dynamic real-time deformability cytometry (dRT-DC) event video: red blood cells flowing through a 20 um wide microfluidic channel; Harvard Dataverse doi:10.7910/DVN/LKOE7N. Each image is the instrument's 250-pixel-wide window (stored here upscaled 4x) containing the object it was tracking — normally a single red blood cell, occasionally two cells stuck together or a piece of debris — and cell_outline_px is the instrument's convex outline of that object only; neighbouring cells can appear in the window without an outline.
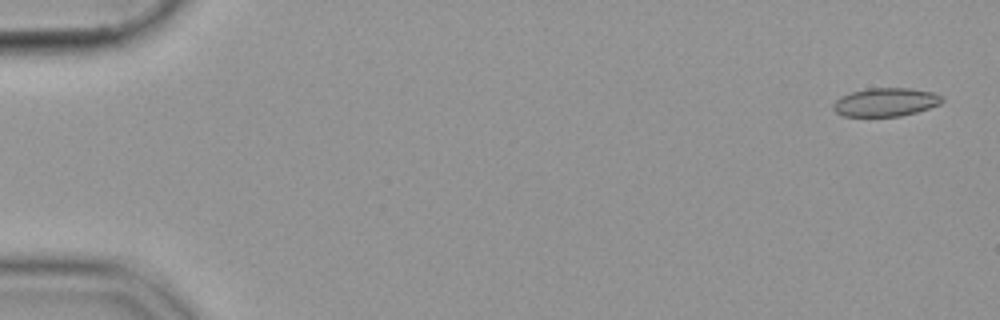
{"species": "common noctule bat (a hibernating species)", "species_latin": "Nyctalus noctula", "temperature_condition": "cold", "stored_images_in_passage": 54, "camera_frame_rate_fps": 3000, "um_per_image_px": 0.085, "animal": {"sex": "female", "body_mass_g": 19.9}, "frame": {"image": 1, "passage_image": 2, "time_ms": 0.333, "image_size_px": [1000, 320], "cell_outline_px": [[944, 100], [940, 104], [916, 112], [900, 116], [844, 116], [836, 112], [832, 108], [832, 104], [840, 96], [852, 92], [868, 88], [912, 88], [932, 92], [944, 96]], "centroid_in_image_um": [75.28, 8.67], "position_along_channel_um": 9.7, "area_um2": 18.09}}
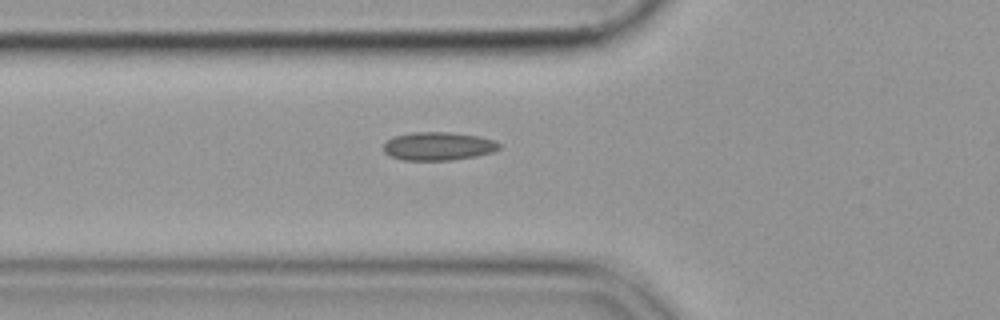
{"frame": {"image": 2, "passage_image": 20, "time_ms": 6.333, "image_size_px": [1000, 320], "cell_outline_px": [[500, 148], [492, 152], [476, 156], [452, 160], [404, 160], [388, 156], [384, 152], [384, 144], [392, 136], [412, 132], [448, 132], [480, 136], [496, 140], [500, 144]], "centroid_in_image_um": [37.25, 12.42], "position_along_channel_um": 88.6, "area_um2": 19.25}}
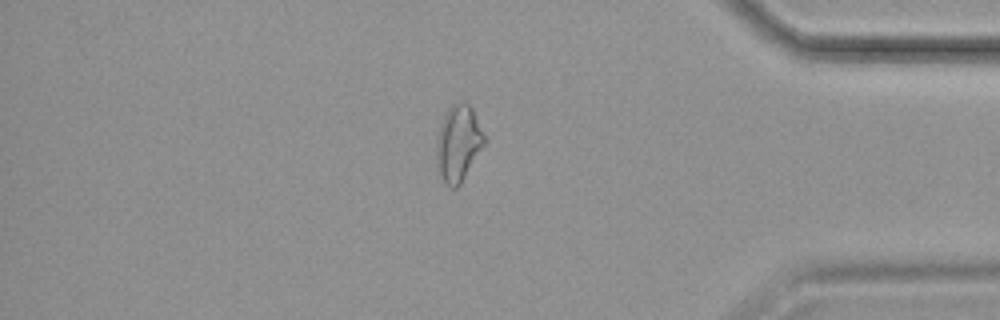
{"frame": {"image": 3, "passage_image": 47, "time_ms": 15.333, "image_size_px": [1000, 320], "cell_outline_px": [[484, 144], [460, 184], [456, 188], [452, 188], [444, 184], [440, 172], [436, 152], [436, 136], [440, 124], [448, 108], [452, 104], [460, 100], [468, 104], [472, 108], [484, 136]], "centroid_in_image_um": [38.93, 12.15], "position_along_channel_um": 396.3, "area_um2": 20.87}}